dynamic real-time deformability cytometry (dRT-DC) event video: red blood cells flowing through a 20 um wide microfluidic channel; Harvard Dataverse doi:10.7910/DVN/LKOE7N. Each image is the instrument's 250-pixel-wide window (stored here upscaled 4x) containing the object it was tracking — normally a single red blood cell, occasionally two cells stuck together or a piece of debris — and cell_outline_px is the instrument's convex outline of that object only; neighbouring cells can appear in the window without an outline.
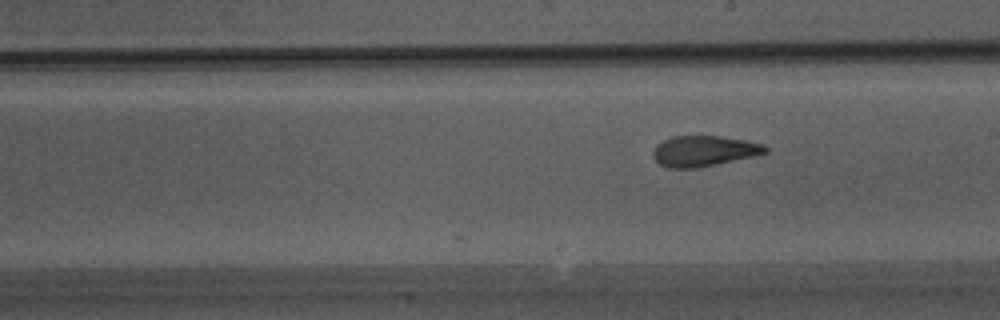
{"species": "Egyptian fruit bat (a non-hibernating species)", "species_latin": "Rousettus aegyptiacus", "temperature_condition": "warm", "stored_images_in_passage": 26, "camera_frame_rate_fps": 3000, "um_per_image_px": 0.085, "animal": {"sex": "male"}, "frame": {"image": 1, "passage_image": 26, "time_ms": 8.333, "image_size_px": [1000, 320], "cell_outline_px": [[768, 152], [752, 156], [696, 168], [668, 168], [660, 164], [656, 160], [652, 152], [656, 144], [672, 136], [716, 136], [744, 140], [760, 144], [768, 148]], "centroid_in_image_um": [59.77, 12.83], "position_along_channel_um": 229.2, "area_um2": 19.65}}